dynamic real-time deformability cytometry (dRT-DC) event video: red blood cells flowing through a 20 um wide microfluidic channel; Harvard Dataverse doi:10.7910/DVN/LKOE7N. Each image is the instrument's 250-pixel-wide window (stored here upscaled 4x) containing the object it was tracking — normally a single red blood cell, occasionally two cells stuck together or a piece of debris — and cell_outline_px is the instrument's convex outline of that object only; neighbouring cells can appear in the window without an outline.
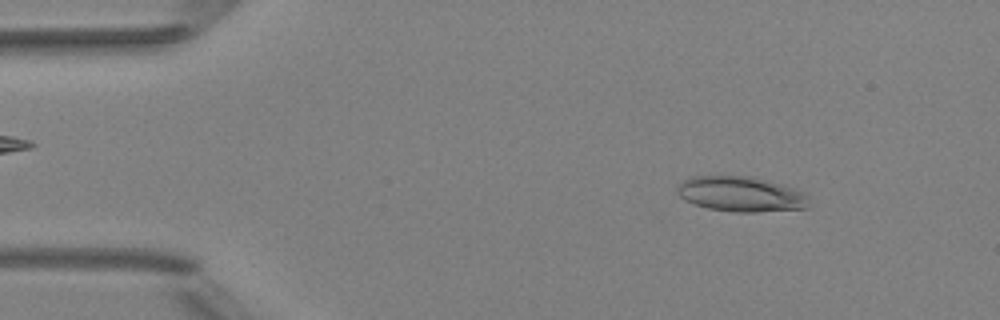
{"species": "Egyptian fruit bat (a non-hibernating species)", "species_latin": "Rousettus aegyptiacus", "temperature_condition": "room temperature", "stored_images_in_passage": 3, "camera_frame_rate_fps": 3000, "um_per_image_px": 0.085, "animal": {"sex": "female"}, "frame": {"image": 1, "passage_image": 1, "time_ms": 0.0, "image_size_px": [1000, 320], "cell_outline_px": [[808, 208], [756, 212], [736, 212], [708, 208], [684, 200], [676, 192], [676, 188], [684, 180], [692, 176], [748, 176], [768, 180], [804, 192], [808, 196]], "centroid_in_image_um": [62.98, 16.5], "position_along_channel_um": 22.0, "area_um2": 26.88}}